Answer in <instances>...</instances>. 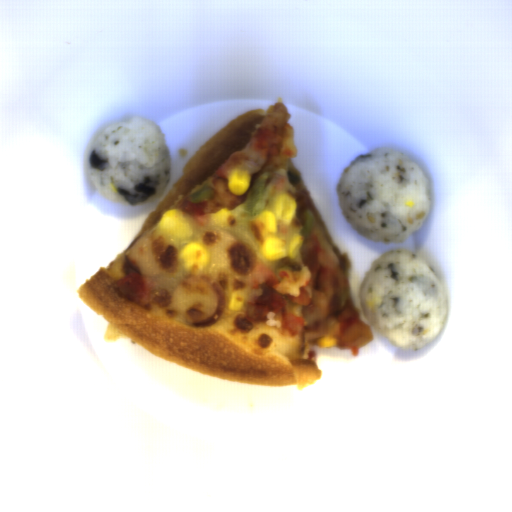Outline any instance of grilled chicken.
<instances>
[{"mask_svg": "<svg viewBox=\"0 0 512 512\" xmlns=\"http://www.w3.org/2000/svg\"><path fill=\"white\" fill-rule=\"evenodd\" d=\"M306 266L310 270L307 287L311 291L321 292L327 299L330 319L342 323V331L346 333L355 322L358 314L349 306L341 305L340 282L335 273L320 265L317 249L309 247L303 254Z\"/></svg>", "mask_w": 512, "mask_h": 512, "instance_id": "277b20a1", "label": "grilled chicken"}, {"mask_svg": "<svg viewBox=\"0 0 512 512\" xmlns=\"http://www.w3.org/2000/svg\"><path fill=\"white\" fill-rule=\"evenodd\" d=\"M261 289L263 293L251 303L246 312V318L251 322L263 321L268 313H280L286 305L284 297L267 283Z\"/></svg>", "mask_w": 512, "mask_h": 512, "instance_id": "a9712176", "label": "grilled chicken"}, {"mask_svg": "<svg viewBox=\"0 0 512 512\" xmlns=\"http://www.w3.org/2000/svg\"><path fill=\"white\" fill-rule=\"evenodd\" d=\"M283 325L285 329L297 335L304 329L300 319L290 314L284 317Z\"/></svg>", "mask_w": 512, "mask_h": 512, "instance_id": "7e0887df", "label": "grilled chicken"}]
</instances>
